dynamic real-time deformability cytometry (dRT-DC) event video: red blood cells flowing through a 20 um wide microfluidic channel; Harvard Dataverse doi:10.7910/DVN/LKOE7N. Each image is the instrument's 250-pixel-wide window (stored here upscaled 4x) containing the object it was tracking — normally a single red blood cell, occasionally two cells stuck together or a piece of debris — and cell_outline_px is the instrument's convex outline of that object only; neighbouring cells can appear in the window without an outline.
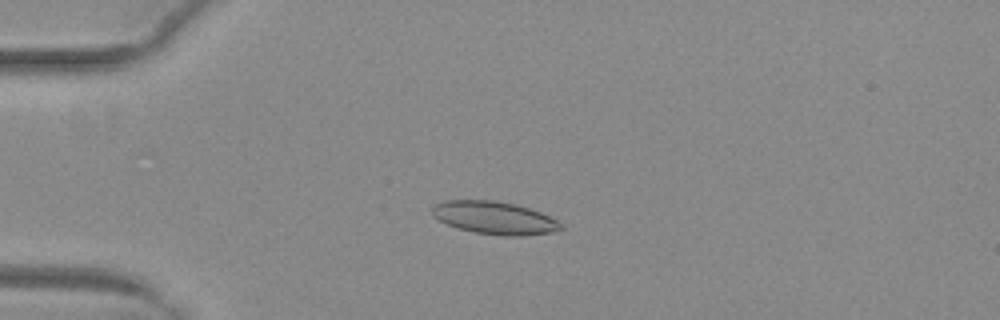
{"species": "common noctule bat (a hibernating species)", "species_latin": "Nyctalus noctula", "temperature_condition": "warm", "stored_images_in_passage": 49, "camera_frame_rate_fps": 3000, "um_per_image_px": 0.085, "animal": {"sex": "female", "body_mass_g": 29.2, "forearm_length_mm": 56.3}, "frame": {"image": 1, "passage_image": 11, "time_ms": 3.333, "image_size_px": [1000, 320], "cell_outline_px": [[564, 228], [552, 232], [524, 236], [504, 236], [476, 232], [460, 228], [448, 224], [432, 216], [432, 208], [436, 204], [444, 200], [496, 200], [516, 204], [540, 212], [564, 224]], "centroid_in_image_um": [42.06, 18.51], "position_along_channel_um": 42.9, "area_um2": 24.51}}
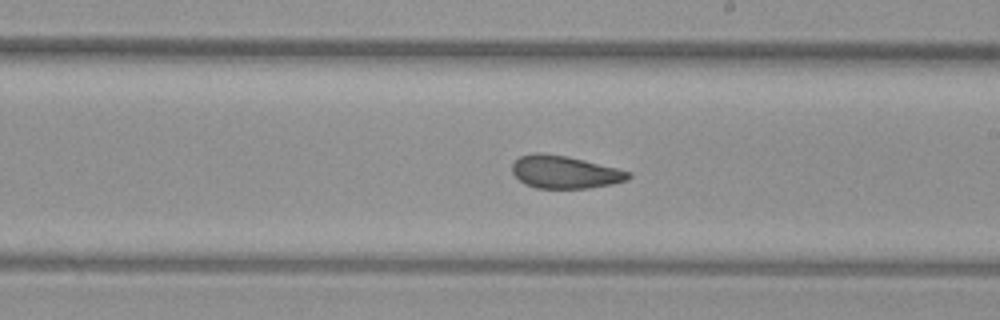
{"frame": {"image": 2, "passage_image": 28, "time_ms": 9.0, "image_size_px": [1000, 320], "cell_outline_px": [[632, 176], [628, 180], [612, 184], [588, 188], [536, 188], [524, 184], [512, 172], [512, 164], [520, 156], [536, 152], [540, 152], [564, 156], [584, 160], [632, 172]], "centroid_in_image_um": [48.01, 14.63], "position_along_channel_um": 241.0, "area_um2": 22.08}}
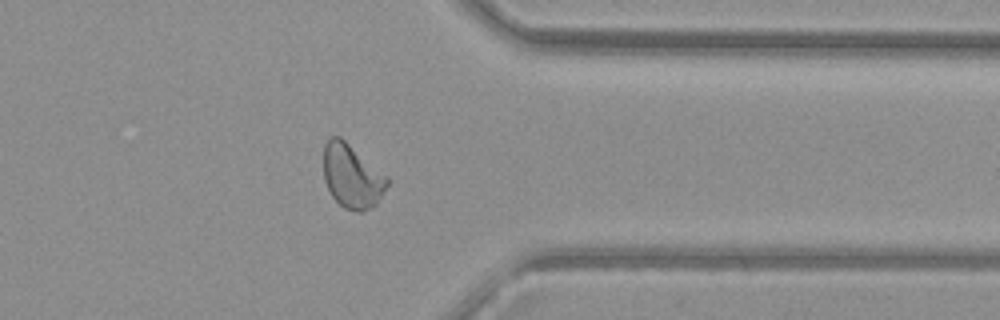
{"frame": {"image": 3, "passage_image": 39, "time_ms": 12.667, "image_size_px": [1000, 320], "cell_outline_px": [[388, 184], [376, 204], [360, 212], [356, 212], [344, 208], [332, 196], [324, 180], [324, 144], [332, 136], [340, 136], [388, 176]], "centroid_in_image_um": [29.91, 14.97], "position_along_channel_um": 381.5, "area_um2": 23.52}, "authors_computed_cell_mechanics": {"area_um2": 23.8136, "velocity_mm_per_s": 4.0264, "shape_relaxation_time_tau1_ms": 10.9478, "shape_relaxation_time_tau2_ms": 1.8768, "deformation_change_tau1": 0.2177, "deformation_change_tau2": 0.0803}}